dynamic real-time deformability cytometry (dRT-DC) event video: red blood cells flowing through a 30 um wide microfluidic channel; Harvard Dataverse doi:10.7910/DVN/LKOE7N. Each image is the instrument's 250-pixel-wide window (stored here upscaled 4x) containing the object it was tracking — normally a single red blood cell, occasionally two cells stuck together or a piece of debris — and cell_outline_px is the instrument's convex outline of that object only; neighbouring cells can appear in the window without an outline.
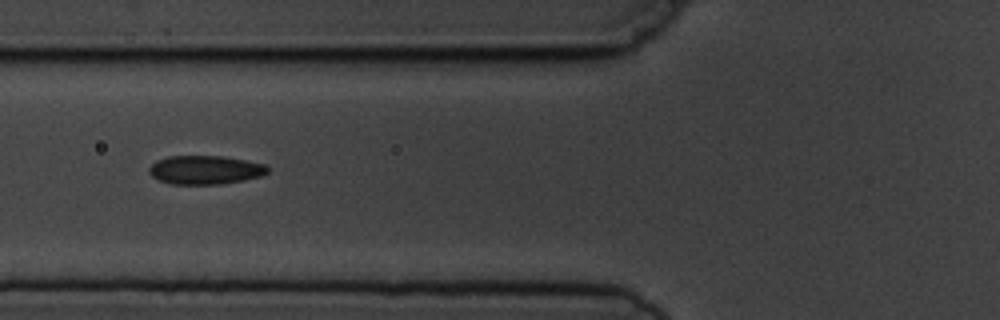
{"species": "common noctule bat (a hibernating species)", "species_latin": "Nyctalus noctula", "temperature_condition": "cold", "stored_images_in_passage": 9, "camera_frame_rate_fps": 3000, "um_per_image_px": 0.085, "animal": {"sex": "male", "body_mass_g": 19.5, "forearm_length_mm": 54.6}, "frame": {"image": 1, "passage_image": 7, "time_ms": 7.0, "image_size_px": [1000, 320], "cell_outline_px": [[268, 172], [264, 176], [244, 180], [220, 184], [172, 184], [160, 180], [152, 176], [148, 172], [148, 168], [156, 160], [168, 156], [220, 156], [268, 164]], "centroid_in_image_um": [17.46, 14.44], "position_along_channel_um": 108.3, "area_um2": 19.94}}
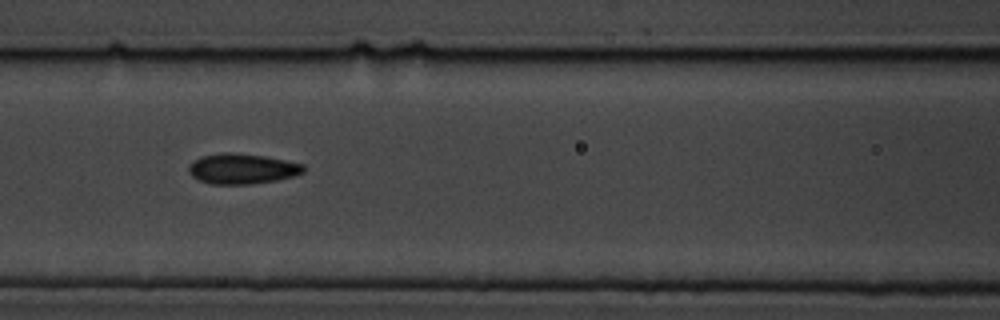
{"frame": {"image": 2, "passage_image": 8, "time_ms": 8.0, "image_size_px": [1000, 320], "cell_outline_px": [[304, 172], [292, 176], [276, 180], [252, 184], [212, 184], [200, 180], [192, 176], [188, 172], [188, 168], [192, 160], [200, 156], [220, 152], [232, 152], [264, 156], [304, 164]], "centroid_in_image_um": [20.54, 14.33], "position_along_channel_um": 146.1, "area_um2": 20.35}}
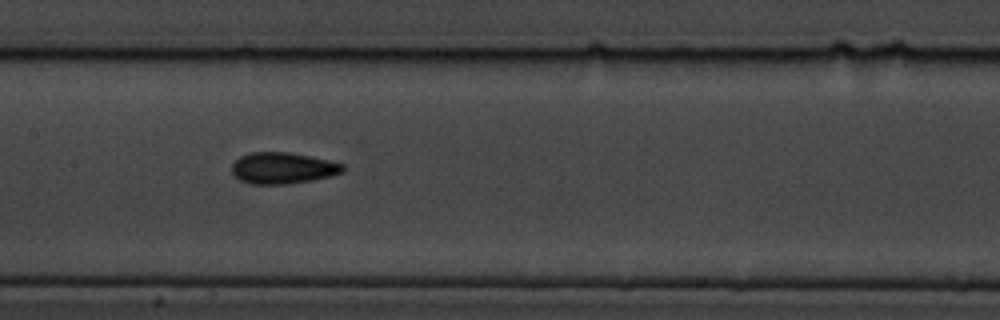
{"frame": {"image": 3, "passage_image": 9, "time_ms": 9.0, "image_size_px": [1000, 320], "cell_outline_px": [[344, 172], [312, 180], [284, 184], [252, 184], [240, 180], [232, 172], [232, 164], [240, 156], [252, 152], [288, 152], [328, 160], [344, 164]], "centroid_in_image_um": [24.02, 14.28], "position_along_channel_um": 183.4, "area_um2": 20.06}}